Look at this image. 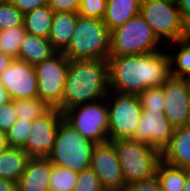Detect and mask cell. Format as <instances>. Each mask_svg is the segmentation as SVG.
<instances>
[{
  "label": "cell",
  "instance_id": "cell-44",
  "mask_svg": "<svg viewBox=\"0 0 190 191\" xmlns=\"http://www.w3.org/2000/svg\"><path fill=\"white\" fill-rule=\"evenodd\" d=\"M103 191H125V190H103Z\"/></svg>",
  "mask_w": 190,
  "mask_h": 191
},
{
  "label": "cell",
  "instance_id": "cell-7",
  "mask_svg": "<svg viewBox=\"0 0 190 191\" xmlns=\"http://www.w3.org/2000/svg\"><path fill=\"white\" fill-rule=\"evenodd\" d=\"M140 14L164 46L187 36L176 0H141Z\"/></svg>",
  "mask_w": 190,
  "mask_h": 191
},
{
  "label": "cell",
  "instance_id": "cell-36",
  "mask_svg": "<svg viewBox=\"0 0 190 191\" xmlns=\"http://www.w3.org/2000/svg\"><path fill=\"white\" fill-rule=\"evenodd\" d=\"M9 1L23 14L49 4V0H9Z\"/></svg>",
  "mask_w": 190,
  "mask_h": 191
},
{
  "label": "cell",
  "instance_id": "cell-38",
  "mask_svg": "<svg viewBox=\"0 0 190 191\" xmlns=\"http://www.w3.org/2000/svg\"><path fill=\"white\" fill-rule=\"evenodd\" d=\"M0 191H17L16 183L0 177Z\"/></svg>",
  "mask_w": 190,
  "mask_h": 191
},
{
  "label": "cell",
  "instance_id": "cell-17",
  "mask_svg": "<svg viewBox=\"0 0 190 191\" xmlns=\"http://www.w3.org/2000/svg\"><path fill=\"white\" fill-rule=\"evenodd\" d=\"M168 165L190 170V125L174 130L170 143L161 152Z\"/></svg>",
  "mask_w": 190,
  "mask_h": 191
},
{
  "label": "cell",
  "instance_id": "cell-12",
  "mask_svg": "<svg viewBox=\"0 0 190 191\" xmlns=\"http://www.w3.org/2000/svg\"><path fill=\"white\" fill-rule=\"evenodd\" d=\"M166 119L177 129L190 123V84L187 78L171 77L162 85Z\"/></svg>",
  "mask_w": 190,
  "mask_h": 191
},
{
  "label": "cell",
  "instance_id": "cell-20",
  "mask_svg": "<svg viewBox=\"0 0 190 191\" xmlns=\"http://www.w3.org/2000/svg\"><path fill=\"white\" fill-rule=\"evenodd\" d=\"M56 52L48 39L26 33L21 43L17 59L35 66Z\"/></svg>",
  "mask_w": 190,
  "mask_h": 191
},
{
  "label": "cell",
  "instance_id": "cell-21",
  "mask_svg": "<svg viewBox=\"0 0 190 191\" xmlns=\"http://www.w3.org/2000/svg\"><path fill=\"white\" fill-rule=\"evenodd\" d=\"M30 158L23 148L9 147L0 153V177L17 183Z\"/></svg>",
  "mask_w": 190,
  "mask_h": 191
},
{
  "label": "cell",
  "instance_id": "cell-11",
  "mask_svg": "<svg viewBox=\"0 0 190 191\" xmlns=\"http://www.w3.org/2000/svg\"><path fill=\"white\" fill-rule=\"evenodd\" d=\"M63 113L52 107L46 114L32 121L29 135L22 147L31 158H47L54 147Z\"/></svg>",
  "mask_w": 190,
  "mask_h": 191
},
{
  "label": "cell",
  "instance_id": "cell-32",
  "mask_svg": "<svg viewBox=\"0 0 190 191\" xmlns=\"http://www.w3.org/2000/svg\"><path fill=\"white\" fill-rule=\"evenodd\" d=\"M107 0H81L80 16L102 20L106 13Z\"/></svg>",
  "mask_w": 190,
  "mask_h": 191
},
{
  "label": "cell",
  "instance_id": "cell-9",
  "mask_svg": "<svg viewBox=\"0 0 190 191\" xmlns=\"http://www.w3.org/2000/svg\"><path fill=\"white\" fill-rule=\"evenodd\" d=\"M106 100L109 110L110 141L131 139L142 115L138 96L109 91Z\"/></svg>",
  "mask_w": 190,
  "mask_h": 191
},
{
  "label": "cell",
  "instance_id": "cell-22",
  "mask_svg": "<svg viewBox=\"0 0 190 191\" xmlns=\"http://www.w3.org/2000/svg\"><path fill=\"white\" fill-rule=\"evenodd\" d=\"M170 58L171 76L188 78L190 76V39L181 38L165 46Z\"/></svg>",
  "mask_w": 190,
  "mask_h": 191
},
{
  "label": "cell",
  "instance_id": "cell-8",
  "mask_svg": "<svg viewBox=\"0 0 190 191\" xmlns=\"http://www.w3.org/2000/svg\"><path fill=\"white\" fill-rule=\"evenodd\" d=\"M63 119L96 144L110 141L108 137L109 110L106 97L67 109L63 113Z\"/></svg>",
  "mask_w": 190,
  "mask_h": 191
},
{
  "label": "cell",
  "instance_id": "cell-1",
  "mask_svg": "<svg viewBox=\"0 0 190 191\" xmlns=\"http://www.w3.org/2000/svg\"><path fill=\"white\" fill-rule=\"evenodd\" d=\"M109 90L138 95L151 87H159L171 76L170 58L164 48L157 52L109 56Z\"/></svg>",
  "mask_w": 190,
  "mask_h": 191
},
{
  "label": "cell",
  "instance_id": "cell-2",
  "mask_svg": "<svg viewBox=\"0 0 190 191\" xmlns=\"http://www.w3.org/2000/svg\"><path fill=\"white\" fill-rule=\"evenodd\" d=\"M107 60H69L62 102V113L77 105L94 102L109 94Z\"/></svg>",
  "mask_w": 190,
  "mask_h": 191
},
{
  "label": "cell",
  "instance_id": "cell-37",
  "mask_svg": "<svg viewBox=\"0 0 190 191\" xmlns=\"http://www.w3.org/2000/svg\"><path fill=\"white\" fill-rule=\"evenodd\" d=\"M182 20L186 25L190 24V0H176Z\"/></svg>",
  "mask_w": 190,
  "mask_h": 191
},
{
  "label": "cell",
  "instance_id": "cell-25",
  "mask_svg": "<svg viewBox=\"0 0 190 191\" xmlns=\"http://www.w3.org/2000/svg\"><path fill=\"white\" fill-rule=\"evenodd\" d=\"M13 108L17 119L34 120L46 114L52 107L41 98L13 100Z\"/></svg>",
  "mask_w": 190,
  "mask_h": 191
},
{
  "label": "cell",
  "instance_id": "cell-31",
  "mask_svg": "<svg viewBox=\"0 0 190 191\" xmlns=\"http://www.w3.org/2000/svg\"><path fill=\"white\" fill-rule=\"evenodd\" d=\"M100 179L91 167L78 173L77 183L73 191H103Z\"/></svg>",
  "mask_w": 190,
  "mask_h": 191
},
{
  "label": "cell",
  "instance_id": "cell-13",
  "mask_svg": "<svg viewBox=\"0 0 190 191\" xmlns=\"http://www.w3.org/2000/svg\"><path fill=\"white\" fill-rule=\"evenodd\" d=\"M0 82L7 90L11 100L39 97L34 66L25 61L14 59L0 74Z\"/></svg>",
  "mask_w": 190,
  "mask_h": 191
},
{
  "label": "cell",
  "instance_id": "cell-24",
  "mask_svg": "<svg viewBox=\"0 0 190 191\" xmlns=\"http://www.w3.org/2000/svg\"><path fill=\"white\" fill-rule=\"evenodd\" d=\"M162 191H183L187 179V169L174 167L162 160L156 169Z\"/></svg>",
  "mask_w": 190,
  "mask_h": 191
},
{
  "label": "cell",
  "instance_id": "cell-4",
  "mask_svg": "<svg viewBox=\"0 0 190 191\" xmlns=\"http://www.w3.org/2000/svg\"><path fill=\"white\" fill-rule=\"evenodd\" d=\"M96 145L62 119L58 126L53 150L47 158L56 166L80 173L90 167Z\"/></svg>",
  "mask_w": 190,
  "mask_h": 191
},
{
  "label": "cell",
  "instance_id": "cell-42",
  "mask_svg": "<svg viewBox=\"0 0 190 191\" xmlns=\"http://www.w3.org/2000/svg\"><path fill=\"white\" fill-rule=\"evenodd\" d=\"M183 191H190V170H187V179Z\"/></svg>",
  "mask_w": 190,
  "mask_h": 191
},
{
  "label": "cell",
  "instance_id": "cell-15",
  "mask_svg": "<svg viewBox=\"0 0 190 191\" xmlns=\"http://www.w3.org/2000/svg\"><path fill=\"white\" fill-rule=\"evenodd\" d=\"M174 130L164 112L142 110L139 124L130 140L148 144L162 152L170 143Z\"/></svg>",
  "mask_w": 190,
  "mask_h": 191
},
{
  "label": "cell",
  "instance_id": "cell-27",
  "mask_svg": "<svg viewBox=\"0 0 190 191\" xmlns=\"http://www.w3.org/2000/svg\"><path fill=\"white\" fill-rule=\"evenodd\" d=\"M77 179V172L53 164L49 179V190L73 191L77 183Z\"/></svg>",
  "mask_w": 190,
  "mask_h": 191
},
{
  "label": "cell",
  "instance_id": "cell-18",
  "mask_svg": "<svg viewBox=\"0 0 190 191\" xmlns=\"http://www.w3.org/2000/svg\"><path fill=\"white\" fill-rule=\"evenodd\" d=\"M78 16L75 12L54 13L48 40L57 52H63L70 44Z\"/></svg>",
  "mask_w": 190,
  "mask_h": 191
},
{
  "label": "cell",
  "instance_id": "cell-28",
  "mask_svg": "<svg viewBox=\"0 0 190 191\" xmlns=\"http://www.w3.org/2000/svg\"><path fill=\"white\" fill-rule=\"evenodd\" d=\"M142 110L164 112L165 99L162 86L147 88L138 95Z\"/></svg>",
  "mask_w": 190,
  "mask_h": 191
},
{
  "label": "cell",
  "instance_id": "cell-30",
  "mask_svg": "<svg viewBox=\"0 0 190 191\" xmlns=\"http://www.w3.org/2000/svg\"><path fill=\"white\" fill-rule=\"evenodd\" d=\"M32 121L30 119L25 120V118L17 119L6 131V137L10 147L22 148L25 145Z\"/></svg>",
  "mask_w": 190,
  "mask_h": 191
},
{
  "label": "cell",
  "instance_id": "cell-26",
  "mask_svg": "<svg viewBox=\"0 0 190 191\" xmlns=\"http://www.w3.org/2000/svg\"><path fill=\"white\" fill-rule=\"evenodd\" d=\"M26 33L24 25L0 30V52L17 59Z\"/></svg>",
  "mask_w": 190,
  "mask_h": 191
},
{
  "label": "cell",
  "instance_id": "cell-23",
  "mask_svg": "<svg viewBox=\"0 0 190 191\" xmlns=\"http://www.w3.org/2000/svg\"><path fill=\"white\" fill-rule=\"evenodd\" d=\"M54 13L49 5L25 13L23 20L25 30L29 34L48 39Z\"/></svg>",
  "mask_w": 190,
  "mask_h": 191
},
{
  "label": "cell",
  "instance_id": "cell-40",
  "mask_svg": "<svg viewBox=\"0 0 190 191\" xmlns=\"http://www.w3.org/2000/svg\"><path fill=\"white\" fill-rule=\"evenodd\" d=\"M11 99L8 95L7 90L4 88V86L0 82V106L3 104L9 102Z\"/></svg>",
  "mask_w": 190,
  "mask_h": 191
},
{
  "label": "cell",
  "instance_id": "cell-34",
  "mask_svg": "<svg viewBox=\"0 0 190 191\" xmlns=\"http://www.w3.org/2000/svg\"><path fill=\"white\" fill-rule=\"evenodd\" d=\"M81 0H49V7L55 13L75 12L80 9Z\"/></svg>",
  "mask_w": 190,
  "mask_h": 191
},
{
  "label": "cell",
  "instance_id": "cell-33",
  "mask_svg": "<svg viewBox=\"0 0 190 191\" xmlns=\"http://www.w3.org/2000/svg\"><path fill=\"white\" fill-rule=\"evenodd\" d=\"M17 116L13 108V100L0 106V130L6 132L15 122Z\"/></svg>",
  "mask_w": 190,
  "mask_h": 191
},
{
  "label": "cell",
  "instance_id": "cell-10",
  "mask_svg": "<svg viewBox=\"0 0 190 191\" xmlns=\"http://www.w3.org/2000/svg\"><path fill=\"white\" fill-rule=\"evenodd\" d=\"M68 67L69 59L62 52H56L34 66L38 96L51 107L62 102Z\"/></svg>",
  "mask_w": 190,
  "mask_h": 191
},
{
  "label": "cell",
  "instance_id": "cell-5",
  "mask_svg": "<svg viewBox=\"0 0 190 191\" xmlns=\"http://www.w3.org/2000/svg\"><path fill=\"white\" fill-rule=\"evenodd\" d=\"M109 142L117 154L126 185L156 175L157 166L161 161V152L158 149L130 139Z\"/></svg>",
  "mask_w": 190,
  "mask_h": 191
},
{
  "label": "cell",
  "instance_id": "cell-3",
  "mask_svg": "<svg viewBox=\"0 0 190 191\" xmlns=\"http://www.w3.org/2000/svg\"><path fill=\"white\" fill-rule=\"evenodd\" d=\"M111 32L102 20L78 16L70 44L62 52L69 60H107Z\"/></svg>",
  "mask_w": 190,
  "mask_h": 191
},
{
  "label": "cell",
  "instance_id": "cell-29",
  "mask_svg": "<svg viewBox=\"0 0 190 191\" xmlns=\"http://www.w3.org/2000/svg\"><path fill=\"white\" fill-rule=\"evenodd\" d=\"M24 14L9 0H0V30L23 25Z\"/></svg>",
  "mask_w": 190,
  "mask_h": 191
},
{
  "label": "cell",
  "instance_id": "cell-16",
  "mask_svg": "<svg viewBox=\"0 0 190 191\" xmlns=\"http://www.w3.org/2000/svg\"><path fill=\"white\" fill-rule=\"evenodd\" d=\"M52 167L48 158H30L16 183L17 191H48Z\"/></svg>",
  "mask_w": 190,
  "mask_h": 191
},
{
  "label": "cell",
  "instance_id": "cell-35",
  "mask_svg": "<svg viewBox=\"0 0 190 191\" xmlns=\"http://www.w3.org/2000/svg\"><path fill=\"white\" fill-rule=\"evenodd\" d=\"M125 191H162L157 176L150 179L132 182L126 185Z\"/></svg>",
  "mask_w": 190,
  "mask_h": 191
},
{
  "label": "cell",
  "instance_id": "cell-39",
  "mask_svg": "<svg viewBox=\"0 0 190 191\" xmlns=\"http://www.w3.org/2000/svg\"><path fill=\"white\" fill-rule=\"evenodd\" d=\"M13 60V57L0 52V74L4 72V70L11 64Z\"/></svg>",
  "mask_w": 190,
  "mask_h": 191
},
{
  "label": "cell",
  "instance_id": "cell-14",
  "mask_svg": "<svg viewBox=\"0 0 190 191\" xmlns=\"http://www.w3.org/2000/svg\"><path fill=\"white\" fill-rule=\"evenodd\" d=\"M90 167L100 179L104 190H125L120 162L110 142L95 146Z\"/></svg>",
  "mask_w": 190,
  "mask_h": 191
},
{
  "label": "cell",
  "instance_id": "cell-43",
  "mask_svg": "<svg viewBox=\"0 0 190 191\" xmlns=\"http://www.w3.org/2000/svg\"><path fill=\"white\" fill-rule=\"evenodd\" d=\"M186 37L190 39V24L187 25V36Z\"/></svg>",
  "mask_w": 190,
  "mask_h": 191
},
{
  "label": "cell",
  "instance_id": "cell-19",
  "mask_svg": "<svg viewBox=\"0 0 190 191\" xmlns=\"http://www.w3.org/2000/svg\"><path fill=\"white\" fill-rule=\"evenodd\" d=\"M141 0H107L106 13L102 19L111 32L140 14Z\"/></svg>",
  "mask_w": 190,
  "mask_h": 191
},
{
  "label": "cell",
  "instance_id": "cell-6",
  "mask_svg": "<svg viewBox=\"0 0 190 191\" xmlns=\"http://www.w3.org/2000/svg\"><path fill=\"white\" fill-rule=\"evenodd\" d=\"M110 55H138L165 48L144 17L138 14L111 31Z\"/></svg>",
  "mask_w": 190,
  "mask_h": 191
},
{
  "label": "cell",
  "instance_id": "cell-41",
  "mask_svg": "<svg viewBox=\"0 0 190 191\" xmlns=\"http://www.w3.org/2000/svg\"><path fill=\"white\" fill-rule=\"evenodd\" d=\"M9 144L6 137V132L0 130V153L9 148Z\"/></svg>",
  "mask_w": 190,
  "mask_h": 191
}]
</instances>
